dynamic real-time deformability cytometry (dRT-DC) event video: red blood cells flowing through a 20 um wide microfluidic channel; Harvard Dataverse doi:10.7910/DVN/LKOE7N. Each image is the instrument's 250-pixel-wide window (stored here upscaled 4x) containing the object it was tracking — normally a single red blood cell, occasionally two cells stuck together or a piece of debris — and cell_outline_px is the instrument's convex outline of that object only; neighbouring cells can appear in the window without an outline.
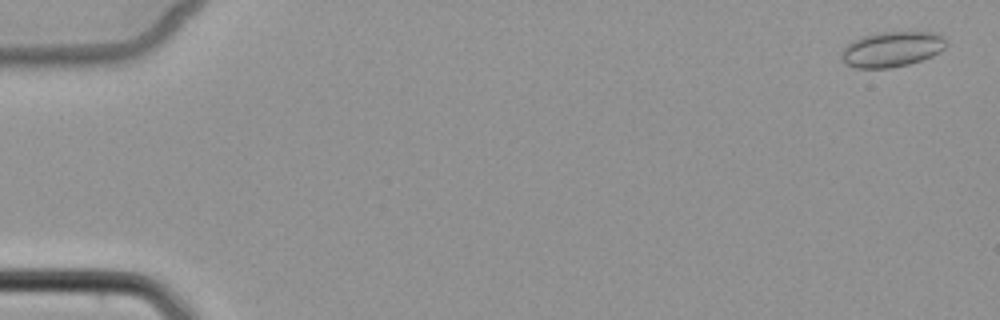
{"species": "common noctule bat (a hibernating species)", "species_latin": "Nyctalus noctula", "temperature_condition": "cold", "stored_images_in_passage": 4, "camera_frame_rate_fps": 3000, "um_per_image_px": 0.085, "animal": {"sex": "female", "body_mass_g": 22.7, "forearm_length_mm": 54.2}, "frame": {"image": 1, "passage_image": 1, "time_ms": 0.0, "image_size_px": [1000, 320], "cell_outline_px": [[948, 44], [940, 52], [932, 56], [908, 64], [888, 68], [856, 68], [844, 64], [840, 60], [840, 52], [852, 40], [876, 32], [932, 32], [944, 36]], "centroid_in_image_um": [75.78, 4.18], "position_along_channel_um": 9.2, "area_um2": 21.79}}
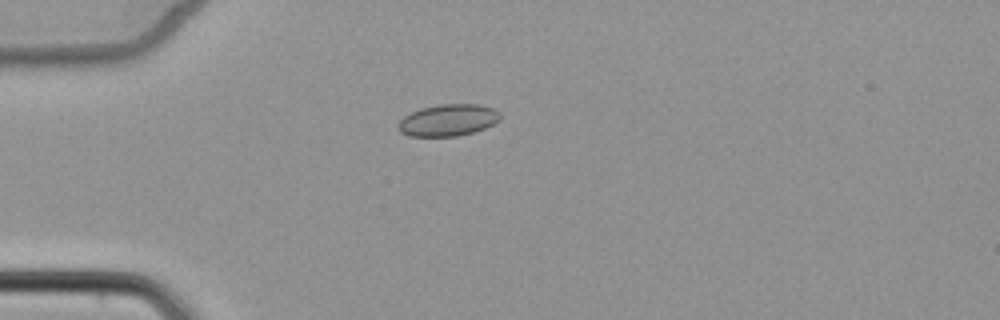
{"frame": {"image": 2, "passage_image": 4, "time_ms": 4.333, "image_size_px": [1000, 320], "cell_outline_px": [[500, 120], [484, 128], [472, 132], [456, 136], [408, 136], [400, 132], [396, 128], [396, 124], [404, 116], [420, 108], [440, 104], [480, 104], [492, 108], [500, 112]], "centroid_in_image_um": [38.05, 10.21], "position_along_channel_um": 47.0, "area_um2": 18.96}}